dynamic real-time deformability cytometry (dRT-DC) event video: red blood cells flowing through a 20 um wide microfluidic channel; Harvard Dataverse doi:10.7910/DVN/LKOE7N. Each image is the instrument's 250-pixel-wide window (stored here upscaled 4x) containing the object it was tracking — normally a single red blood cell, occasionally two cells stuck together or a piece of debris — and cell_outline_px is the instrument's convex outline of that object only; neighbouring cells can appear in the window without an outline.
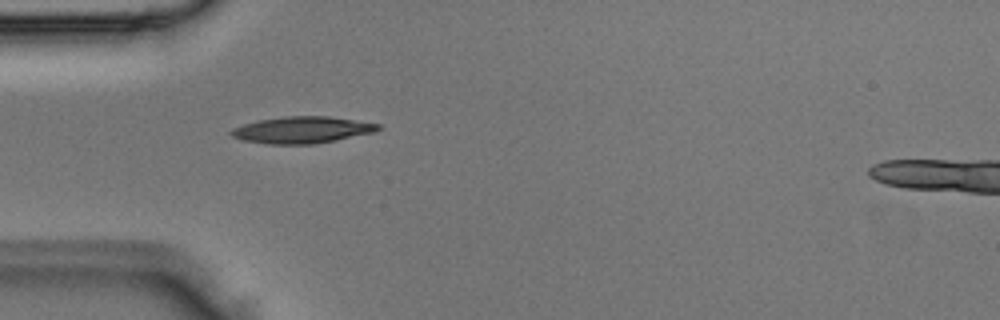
{"species": "Egyptian fruit bat (a non-hibernating species)", "species_latin": "Rousettus aegyptiacus", "temperature_condition": "room temperature", "stored_images_in_passage": 5, "camera_frame_rate_fps": 3000, "um_per_image_px": 0.085, "animal": {"sex": "male"}, "frame": {"image": 1, "passage_image": 4, "time_ms": 1.0, "image_size_px": [1000, 320], "cell_outline_px": [[380, 128], [376, 132], [316, 144], [268, 144], [244, 140], [232, 136], [228, 132], [232, 128], [244, 124], [260, 120], [284, 116], [328, 116], [380, 124]], "centroid_in_image_um": [25.68, 11.04], "position_along_channel_um": 59.3, "area_um2": 22.77}}